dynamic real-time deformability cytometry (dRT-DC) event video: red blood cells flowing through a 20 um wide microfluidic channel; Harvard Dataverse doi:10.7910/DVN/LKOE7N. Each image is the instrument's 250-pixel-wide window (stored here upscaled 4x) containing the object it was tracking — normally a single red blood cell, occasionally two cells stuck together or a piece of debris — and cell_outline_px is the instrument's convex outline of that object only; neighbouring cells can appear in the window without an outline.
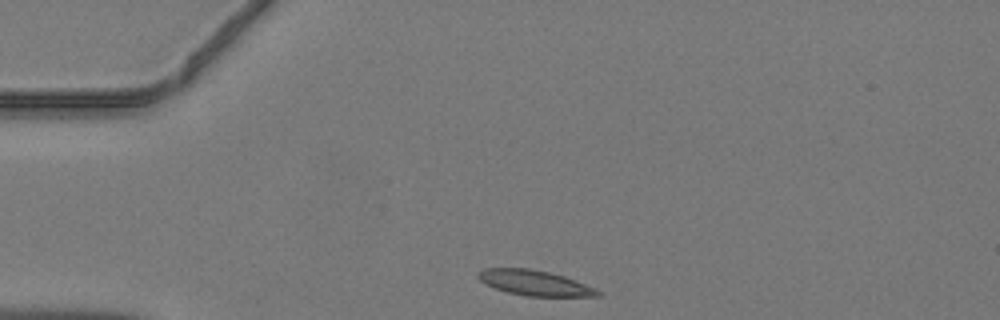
{"species": "common noctule bat (a hibernating species)", "species_latin": "Nyctalus noctula", "temperature_condition": "warm", "stored_images_in_passage": 37, "camera_frame_rate_fps": 3000, "um_per_image_px": 0.085, "animal": {"sex": "male", "body_mass_g": 19.2, "forearm_length_mm": 51.8}, "frame": {"image": 1, "passage_image": 1, "time_ms": 0.0, "image_size_px": [1000, 320], "cell_outline_px": [[600, 296], [524, 296], [508, 292], [496, 288], [480, 280], [476, 276], [476, 272], [484, 268], [528, 268], [548, 272], [564, 276], [596, 288], [600, 292]], "centroid_in_image_um": [45.43, 24.04], "position_along_channel_um": 39.6, "area_um2": 17.46}}
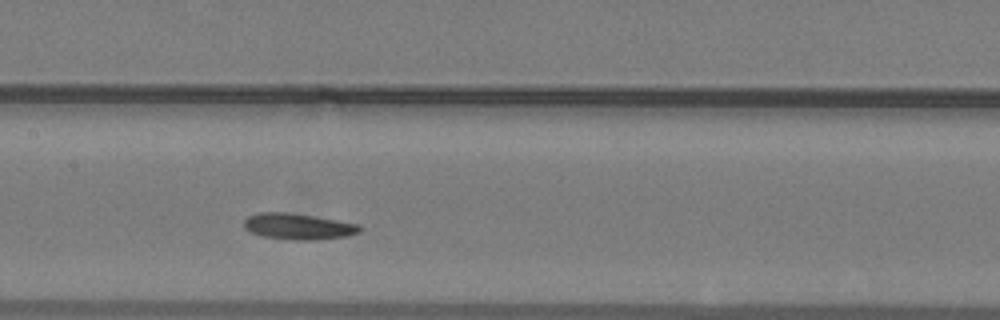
{"frame": {"image": 2, "passage_image": 13, "time_ms": 4.0, "image_size_px": [1000, 320], "cell_outline_px": [[360, 232], [348, 236], [320, 240], [296, 240], [260, 236], [244, 228], [244, 220], [248, 216], [260, 212], [284, 212], [312, 216], [360, 224]], "centroid_in_image_um": [25.35, 19.26], "position_along_channel_um": 182.1, "area_um2": 17.57}}
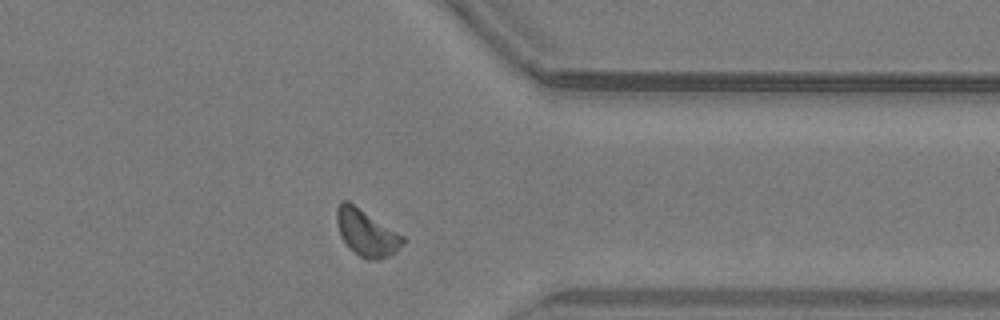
{"frame": {"image": 3, "passage_image": 27, "time_ms": 8.667, "image_size_px": [1000, 320], "cell_outline_px": [[408, 240], [396, 252], [388, 256], [376, 260], [368, 260], [360, 256], [340, 236], [336, 220], [336, 208], [344, 200], [348, 200], [404, 236]], "centroid_in_image_um": [31.18, 19.78], "position_along_channel_um": 380.2, "area_um2": 17.8}}